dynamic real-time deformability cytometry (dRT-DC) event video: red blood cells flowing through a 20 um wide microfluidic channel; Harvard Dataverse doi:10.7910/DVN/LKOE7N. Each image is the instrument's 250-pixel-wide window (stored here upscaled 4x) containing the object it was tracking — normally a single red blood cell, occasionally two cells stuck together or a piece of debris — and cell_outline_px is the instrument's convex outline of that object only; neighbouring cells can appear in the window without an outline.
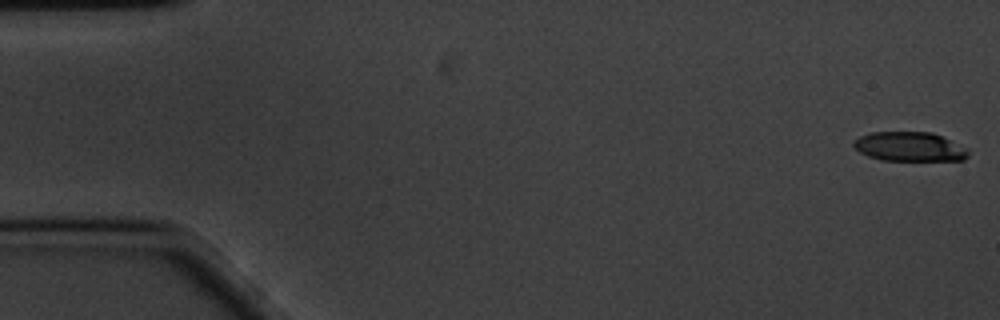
{"species": "common noctule bat (a hibernating species)", "species_latin": "Nyctalus noctula", "temperature_condition": "cold", "stored_images_in_passage": 59, "camera_frame_rate_fps": 3000, "um_per_image_px": 0.085, "animal": {"sex": "male", "body_mass_g": 20.1, "forearm_length_mm": 53.5}, "frame": {"image": 1, "passage_image": 1, "time_ms": 0.0, "image_size_px": [1000, 320], "cell_outline_px": [[968, 156], [964, 160], [880, 160], [868, 156], [860, 152], [852, 144], [860, 136], [872, 132], [932, 132], [968, 148]], "centroid_in_image_um": [77.33, 12.46], "position_along_channel_um": 7.7, "area_um2": 19.48}}
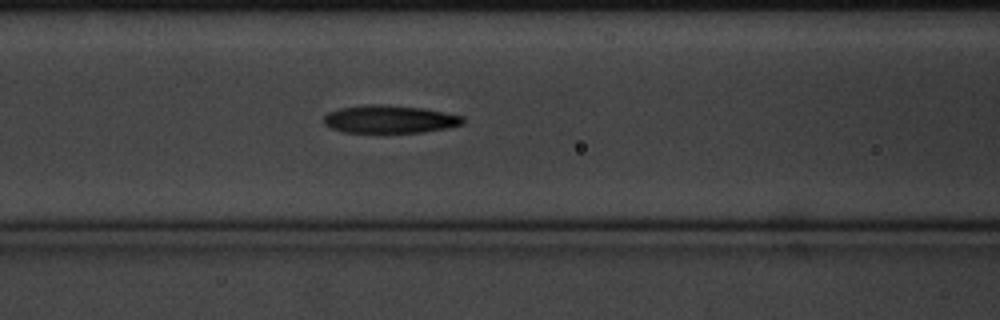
{"frame": {"image": 2, "passage_image": 24, "time_ms": 7.667, "image_size_px": [1000, 320], "cell_outline_px": [[464, 124], [448, 128], [424, 132], [344, 132], [332, 128], [324, 124], [324, 116], [328, 112], [340, 108], [368, 104], [372, 104], [420, 108], [444, 112], [460, 116], [464, 120]], "centroid_in_image_um": [33.11, 10.14], "position_along_channel_um": 133.5, "area_um2": 22.25}}
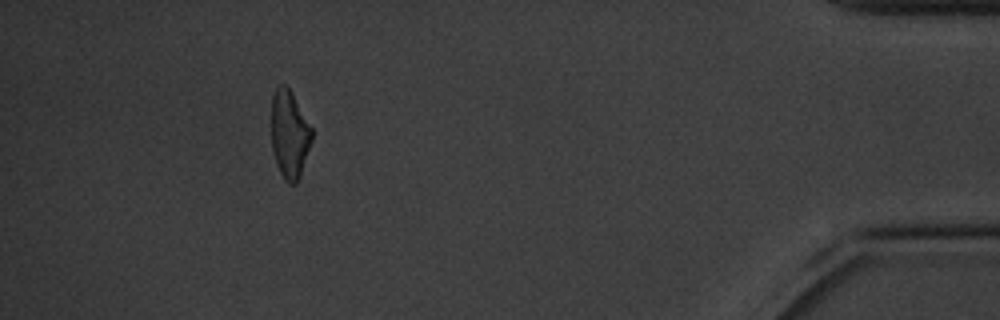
{"frame": {"image": 3, "passage_image": 54, "time_ms": 17.667, "image_size_px": [1000, 320], "cell_outline_px": [[312, 140], [300, 176], [296, 184], [288, 184], [284, 180], [276, 164], [272, 148], [272, 96], [276, 88], [280, 84], [284, 84], [292, 92], [312, 128]], "centroid_in_image_um": [24.61, 11.43], "position_along_channel_um": 410.6, "area_um2": 20.69}, "authors_computed_cell_mechanics": {"area_um2": 21.9062, "velocity_mm_per_s": 3.3597, "shape_relaxation_time_tau1_ms": 2.8531, "shape_relaxation_time_tau2_ms": 3.6725, "deformation_change_tau1": 0.1473, "deformation_change_tau2": 0.1355}}